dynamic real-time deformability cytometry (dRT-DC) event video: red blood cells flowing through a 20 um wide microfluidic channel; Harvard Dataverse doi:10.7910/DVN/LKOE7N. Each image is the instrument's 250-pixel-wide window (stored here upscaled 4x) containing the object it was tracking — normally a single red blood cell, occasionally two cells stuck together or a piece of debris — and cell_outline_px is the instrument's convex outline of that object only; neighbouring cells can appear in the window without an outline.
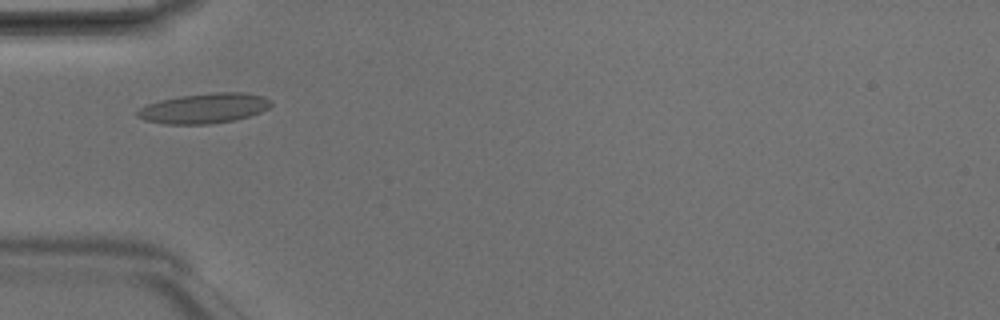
{"species": "Egyptian fruit bat (a non-hibernating species)", "species_latin": "Rousettus aegyptiacus", "temperature_condition": "room temperature", "stored_images_in_passage": 3, "camera_frame_rate_fps": 3000, "um_per_image_px": 0.085, "animal": {"sex": "male"}, "frame": {"image": 1, "passage_image": 3, "time_ms": 0.667, "image_size_px": [1000, 320], "cell_outline_px": [[272, 104], [268, 108], [260, 112], [248, 116], [232, 120], [208, 124], [164, 124], [144, 120], [136, 116], [136, 112], [140, 108], [148, 104], [160, 100], [180, 96], [212, 92], [244, 92], [264, 96], [272, 100]], "centroid_in_image_um": [17.35, 9.19], "position_along_channel_um": 67.6, "area_um2": 23.41}}